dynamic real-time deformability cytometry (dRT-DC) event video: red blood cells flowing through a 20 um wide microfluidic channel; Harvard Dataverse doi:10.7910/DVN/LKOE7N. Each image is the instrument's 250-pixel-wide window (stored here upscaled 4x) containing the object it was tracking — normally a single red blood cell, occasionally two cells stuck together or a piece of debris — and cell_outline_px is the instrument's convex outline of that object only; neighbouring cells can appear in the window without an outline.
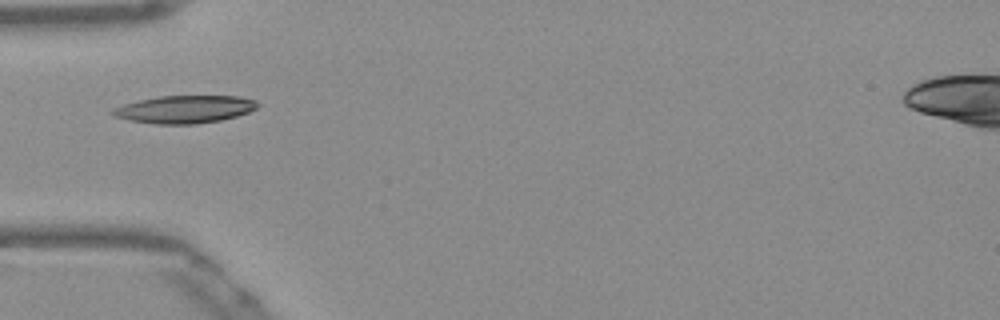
{"species": "Egyptian fruit bat (a non-hibernating species)", "species_latin": "Rousettus aegyptiacus", "temperature_condition": "warm", "stored_images_in_passage": 12, "camera_frame_rate_fps": 3000, "um_per_image_px": 0.085, "frame": {"image": 1, "passage_image": 1, "time_ms": 0.0, "image_size_px": [1000, 320], "cell_outline_px": [[260, 104], [256, 108], [248, 112], [236, 116], [220, 120], [196, 124], [156, 124], [132, 120], [116, 116], [112, 112], [112, 108], [136, 100], [160, 96], [240, 96], [256, 100]], "centroid_in_image_um": [15.73, 9.28], "position_along_channel_um": 69.3, "area_um2": 23.24}}
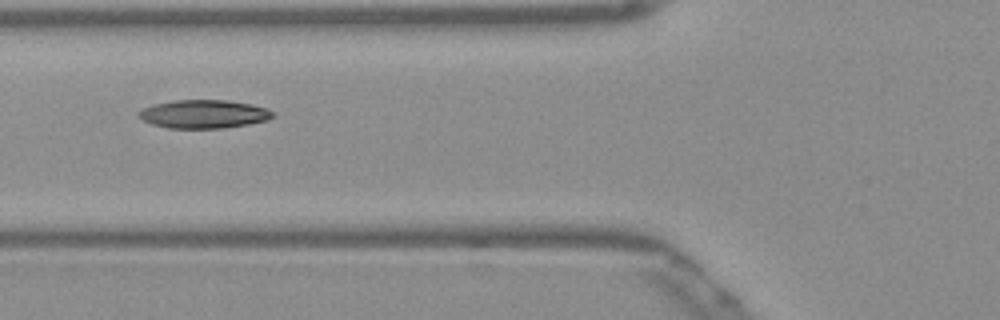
{"frame": {"image": 2, "passage_image": 4, "time_ms": 1.0, "image_size_px": [1000, 320], "cell_outline_px": [[276, 116], [268, 120], [248, 124], [224, 128], [168, 128], [152, 124], [144, 120], [140, 116], [140, 112], [144, 108], [156, 104], [172, 100], [224, 100], [252, 104], [268, 108]], "centroid_in_image_um": [17.39, 9.69], "position_along_channel_um": 108.4, "area_um2": 22.02}}
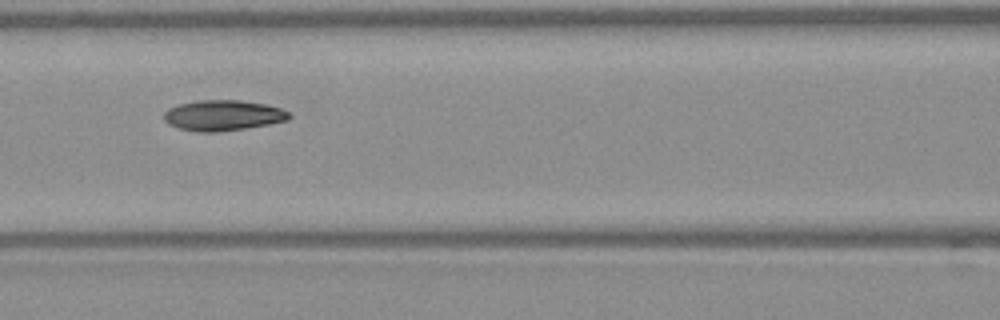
{"frame": {"image": 3, "passage_image": 7, "time_ms": 2.0, "image_size_px": [1000, 320], "cell_outline_px": [[292, 116], [288, 120], [268, 124], [244, 128], [216, 132], [200, 132], [180, 128], [168, 124], [164, 120], [164, 112], [168, 108], [180, 104], [196, 100], [240, 100], [268, 104], [280, 108], [288, 112]], "centroid_in_image_um": [18.95, 9.79], "position_along_channel_um": 147.6, "area_um2": 22.25}}